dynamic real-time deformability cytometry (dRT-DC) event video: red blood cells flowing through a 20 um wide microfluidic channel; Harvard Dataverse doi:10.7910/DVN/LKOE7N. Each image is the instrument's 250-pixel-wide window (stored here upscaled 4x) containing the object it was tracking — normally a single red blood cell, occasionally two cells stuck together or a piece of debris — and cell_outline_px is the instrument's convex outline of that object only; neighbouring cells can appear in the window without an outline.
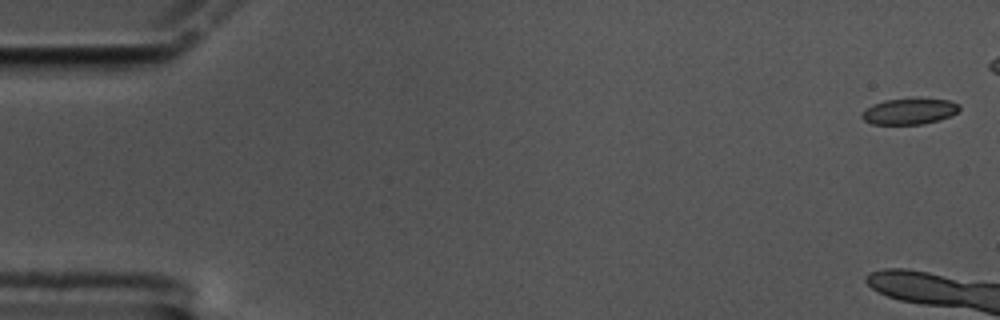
{"species": "common noctule bat (a hibernating species)", "species_latin": "Nyctalus noctula", "temperature_condition": "cold", "stored_images_in_passage": 6, "camera_frame_rate_fps": 3000, "um_per_image_px": 0.085, "animal": {"sex": "male", "body_mass_g": 17.5, "forearm_length_mm": 52.3}, "frame": {"image": 1, "passage_image": 1, "time_ms": 0.0, "image_size_px": [1000, 320], "cell_outline_px": [[960, 108], [952, 116], [940, 120], [924, 124], [872, 124], [864, 120], [860, 116], [860, 112], [864, 108], [872, 104], [884, 100], [916, 96], [948, 100], [960, 104]], "centroid_in_image_um": [77.29, 9.42], "position_along_channel_um": 7.7, "area_um2": 15.55}}